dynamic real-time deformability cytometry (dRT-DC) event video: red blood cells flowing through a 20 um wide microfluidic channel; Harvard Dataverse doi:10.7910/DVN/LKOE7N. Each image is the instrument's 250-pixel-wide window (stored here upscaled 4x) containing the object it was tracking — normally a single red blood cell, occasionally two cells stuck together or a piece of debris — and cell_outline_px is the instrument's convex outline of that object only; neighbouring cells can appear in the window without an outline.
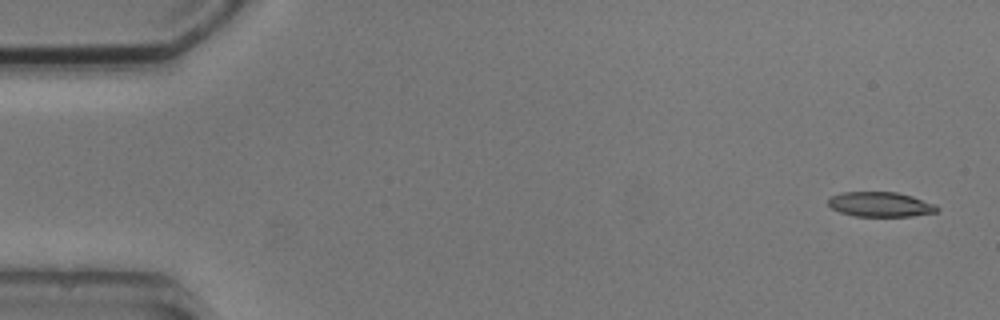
{"species": "common noctule bat (a hibernating species)", "species_latin": "Nyctalus noctula", "temperature_condition": "cold", "stored_images_in_passage": 5, "camera_frame_rate_fps": 3000, "um_per_image_px": 0.085, "animal": {"sex": "male", "body_mass_g": 20.5, "forearm_length_mm": 52.5}, "frame": {"image": 1, "passage_image": 1, "time_ms": 0.0, "image_size_px": [1000, 320], "cell_outline_px": [[940, 208], [936, 212], [912, 216], [856, 216], [840, 212], [832, 208], [828, 204], [828, 200], [832, 196], [844, 192], [896, 192], [912, 196], [936, 204]], "centroid_in_image_um": [74.86, 17.37], "position_along_channel_um": 10.1, "area_um2": 15.66}}
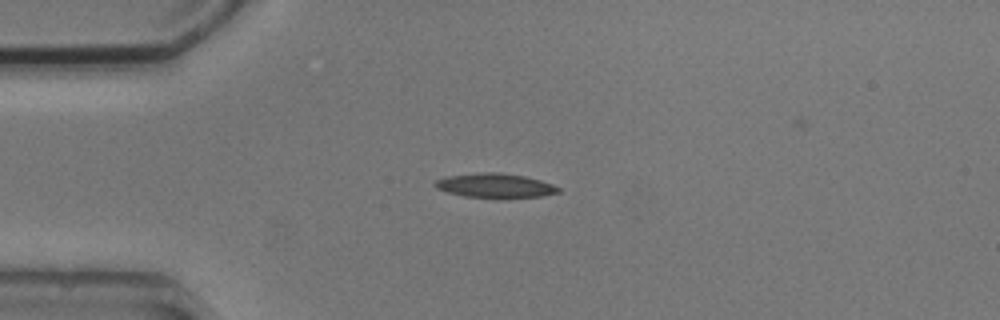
{"frame": {"image": 2, "passage_image": 4, "time_ms": 3.667, "image_size_px": [1000, 320], "cell_outline_px": [[560, 192], [540, 196], [504, 200], [464, 196], [448, 192], [436, 188], [432, 184], [436, 180], [444, 176], [484, 172], [496, 172], [524, 176], [540, 180], [552, 184], [560, 188]], "centroid_in_image_um": [42.07, 15.8], "position_along_channel_um": 42.9, "area_um2": 17.98}}